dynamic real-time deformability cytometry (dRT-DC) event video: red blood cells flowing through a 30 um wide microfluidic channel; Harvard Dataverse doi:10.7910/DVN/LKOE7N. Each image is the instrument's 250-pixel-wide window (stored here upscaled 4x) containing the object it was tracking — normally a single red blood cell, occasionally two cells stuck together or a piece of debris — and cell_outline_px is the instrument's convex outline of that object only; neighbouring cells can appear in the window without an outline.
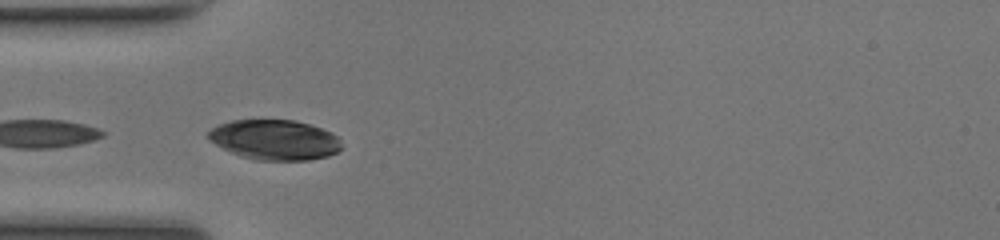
{"species": "common noctule bat (a hibernating species)", "species_latin": "Nyctalus noctula", "temperature_condition": "room temperature", "stored_images_in_passage": 10, "camera_frame_rate_fps": 3000, "um_per_image_px": 0.085, "animal": {"sex": "female", "body_mass_g": 17.0, "forearm_length_mm": 48.0}, "frame": {"image": 1, "passage_image": 7, "time_ms": 2.0, "image_size_px": [1000, 240], "cell_outline_px": [[344, 148], [328, 156], [308, 160], [256, 160], [240, 156], [216, 144], [208, 136], [208, 132], [212, 128], [220, 124], [232, 120], [296, 120], [332, 132], [340, 140]], "centroid_in_image_um": [23.4, 11.88], "position_along_channel_um": 61.6, "area_um2": 30.98}}